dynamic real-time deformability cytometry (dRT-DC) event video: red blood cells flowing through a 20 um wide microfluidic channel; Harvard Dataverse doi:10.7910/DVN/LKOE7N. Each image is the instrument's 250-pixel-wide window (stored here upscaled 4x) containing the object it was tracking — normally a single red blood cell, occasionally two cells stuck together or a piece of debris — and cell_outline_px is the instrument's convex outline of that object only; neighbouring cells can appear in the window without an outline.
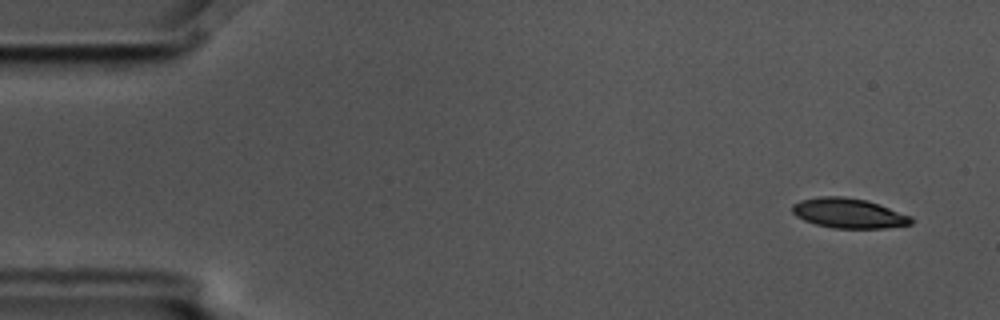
{"species": "common noctule bat (a hibernating species)", "species_latin": "Nyctalus noctula", "temperature_condition": "cold", "stored_images_in_passage": 10, "camera_frame_rate_fps": 3000, "um_per_image_px": 0.085, "animal": {"sex": "male", "body_mass_g": 17.5, "forearm_length_mm": 52.3}, "frame": {"image": 1, "passage_image": 1, "time_ms": 0.0, "image_size_px": [1000, 320], "cell_outline_px": [[912, 224], [884, 228], [832, 228], [816, 224], [804, 220], [796, 216], [792, 212], [792, 204], [800, 200], [820, 196], [844, 196], [868, 200], [880, 204], [912, 216]], "centroid_in_image_um": [72.14, 18.11], "position_along_channel_um": 12.9, "area_um2": 20.87}}
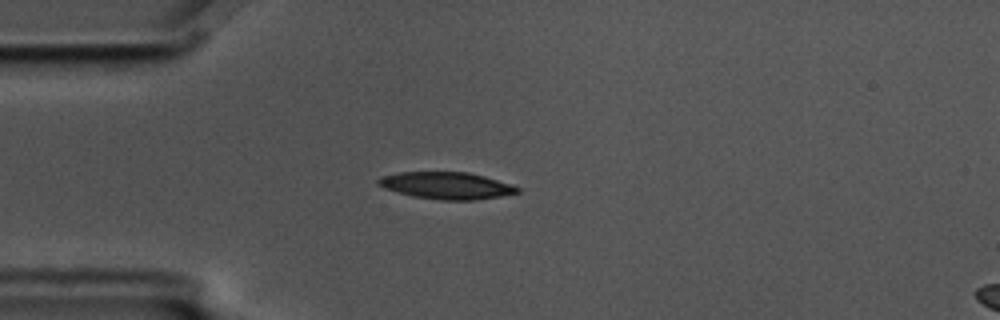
{"frame": {"image": 2, "passage_image": 4, "time_ms": 1.0, "image_size_px": [1000, 320], "cell_outline_px": [[520, 192], [500, 196], [476, 200], [440, 200], [412, 196], [384, 188], [376, 184], [376, 180], [384, 176], [400, 172], [468, 172], [484, 176], [520, 188]], "centroid_in_image_um": [37.93, 15.78], "position_along_channel_um": 47.1, "area_um2": 21.68}}